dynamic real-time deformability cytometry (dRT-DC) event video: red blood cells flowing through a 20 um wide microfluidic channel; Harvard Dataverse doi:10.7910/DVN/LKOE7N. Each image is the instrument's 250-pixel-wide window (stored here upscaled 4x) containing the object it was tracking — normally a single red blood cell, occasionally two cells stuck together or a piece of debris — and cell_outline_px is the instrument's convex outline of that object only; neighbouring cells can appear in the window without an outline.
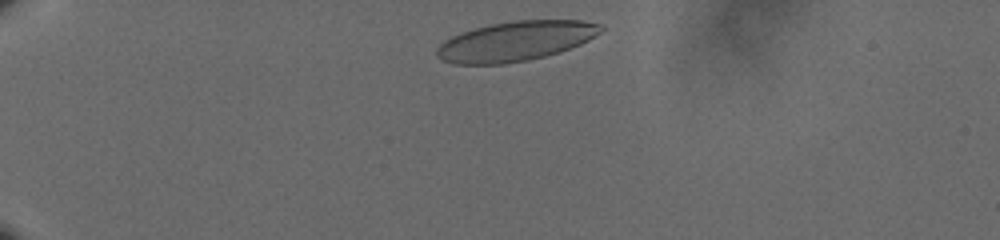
{"species": "human", "species_latin": "Homo sapiens", "temperature_condition": "cold", "stored_images_in_passage": 40, "camera_frame_rate_fps": 3000, "um_per_image_px": 0.085, "donor": {"sex": "male"}, "frame": {"image": 1, "passage_image": 3, "time_ms": 0.667, "image_size_px": [1000, 240], "cell_outline_px": [[604, 28], [600, 32], [588, 40], [580, 44], [560, 52], [528, 60], [504, 64], [452, 64], [440, 60], [436, 56], [436, 48], [444, 40], [460, 32], [492, 24], [516, 20], [584, 20], [600, 24]], "centroid_in_image_um": [43.79, 3.5], "position_along_channel_um": 41.2, "area_um2": 38.03}}
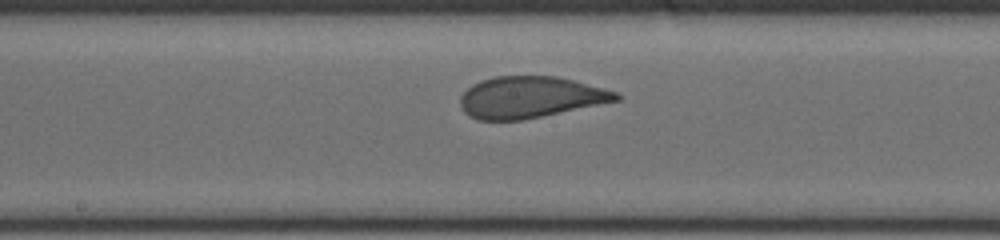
{"frame": {"image": 2, "passage_image": 22, "time_ms": 7.0, "image_size_px": [1000, 240], "cell_outline_px": [[620, 100], [524, 120], [476, 120], [468, 116], [464, 112], [460, 104], [460, 96], [472, 84], [480, 80], [496, 76], [556, 76], [604, 88], [616, 92], [620, 96]], "centroid_in_image_um": [45.03, 8.27], "position_along_channel_um": 203.2, "area_um2": 37.69}}
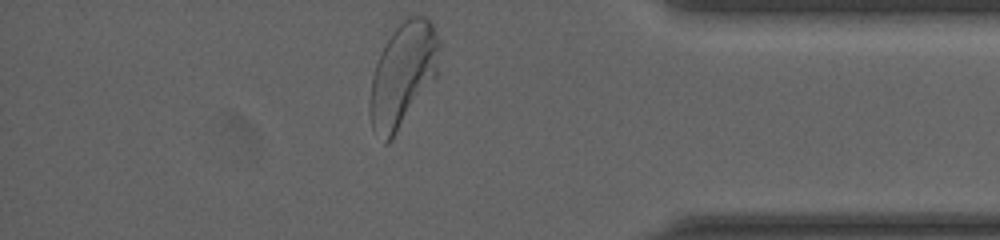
{"frame": {"image": 3, "passage_image": 40, "time_ms": 13.0, "image_size_px": [1000, 240], "cell_outline_px": [[440, 48], [436, 76], [392, 140], [388, 144], [384, 144], [372, 128], [368, 112], [368, 100], [372, 76], [380, 52], [392, 32], [404, 16], [424, 16], [432, 24], [440, 40]], "centroid_in_image_um": [34.21, 6.36], "position_along_channel_um": 401.0, "area_um2": 42.37}, "authors_computed_cell_mechanics": {"area_um2": 38.4081, "velocity_mm_per_s": 3.5961, "shape_relaxation_time_tau1_ms": 3.558, "shape_relaxation_time_tau2_ms": null, "deformation_change_tau1": 0.1461, "deformation_change_tau2": null}}